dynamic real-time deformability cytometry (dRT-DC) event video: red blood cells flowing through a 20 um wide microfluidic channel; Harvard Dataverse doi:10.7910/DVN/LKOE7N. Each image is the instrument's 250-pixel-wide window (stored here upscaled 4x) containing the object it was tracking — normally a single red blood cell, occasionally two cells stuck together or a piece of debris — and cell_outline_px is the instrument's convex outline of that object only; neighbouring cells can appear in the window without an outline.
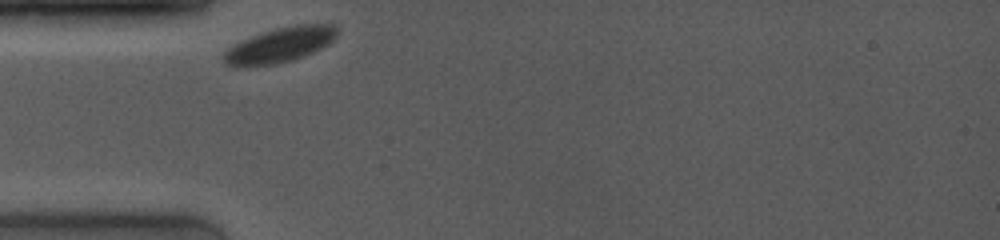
{"species": "common noctule bat (a hibernating species)", "species_latin": "Nyctalus noctula", "temperature_condition": "room temperature", "stored_images_in_passage": 5, "camera_frame_rate_fps": 4000, "um_per_image_px": 0.085, "animal": {"sex": "female", "body_mass_g": 19.0, "forearm_length_mm": 53.3}, "frame": {"image": 1, "passage_image": 1, "time_ms": 0.0, "image_size_px": [1000, 240], "cell_outline_px": [[336, 36], [328, 44], [312, 52], [292, 60], [276, 64], [236, 68], [232, 68], [224, 60], [224, 52], [228, 48], [240, 40], [260, 32], [276, 28], [296, 24], [332, 24], [336, 28]], "centroid_in_image_um": [23.73, 3.83], "position_along_channel_um": 61.3, "area_um2": 23.18}}
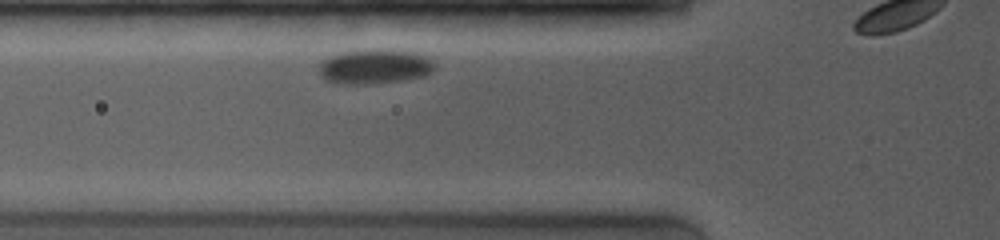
{"frame": {"image": 2, "passage_image": 5, "time_ms": 1.0, "image_size_px": [1000, 240], "cell_outline_px": [[436, 68], [432, 72], [424, 76], [396, 80], [356, 84], [352, 84], [324, 80], [320, 76], [320, 64], [324, 60], [332, 56], [348, 52], [412, 52], [424, 56], [432, 60], [436, 64]], "centroid_in_image_um": [31.88, 5.7], "position_along_channel_um": 93.9, "area_um2": 21.79}}